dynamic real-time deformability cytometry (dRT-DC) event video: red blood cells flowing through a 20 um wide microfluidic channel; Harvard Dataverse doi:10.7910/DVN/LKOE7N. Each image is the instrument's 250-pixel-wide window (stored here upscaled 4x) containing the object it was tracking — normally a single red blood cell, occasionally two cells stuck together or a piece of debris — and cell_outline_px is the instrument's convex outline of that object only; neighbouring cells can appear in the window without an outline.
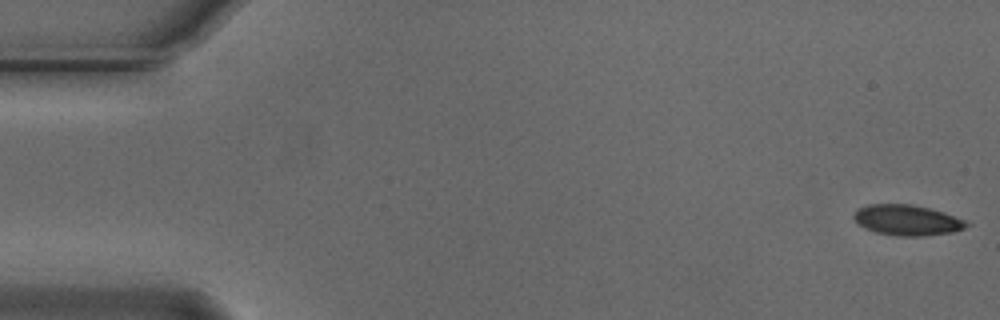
{"species": "Egyptian fruit bat (a non-hibernating species)", "species_latin": "Rousettus aegyptiacus", "temperature_condition": "cold", "stored_images_in_passage": 12, "camera_frame_rate_fps": 3000, "um_per_image_px": 0.085, "animal": {"sex": "male"}, "frame": {"image": 1, "passage_image": 1, "time_ms": 0.0, "image_size_px": [1000, 320], "cell_outline_px": [[972, 224], [964, 228], [952, 232], [920, 236], [896, 236], [876, 232], [864, 228], [856, 224], [852, 216], [856, 208], [868, 204], [912, 204], [944, 212], [964, 220]], "centroid_in_image_um": [77.05, 18.7], "position_along_channel_um": 8.0, "area_um2": 20.23}}